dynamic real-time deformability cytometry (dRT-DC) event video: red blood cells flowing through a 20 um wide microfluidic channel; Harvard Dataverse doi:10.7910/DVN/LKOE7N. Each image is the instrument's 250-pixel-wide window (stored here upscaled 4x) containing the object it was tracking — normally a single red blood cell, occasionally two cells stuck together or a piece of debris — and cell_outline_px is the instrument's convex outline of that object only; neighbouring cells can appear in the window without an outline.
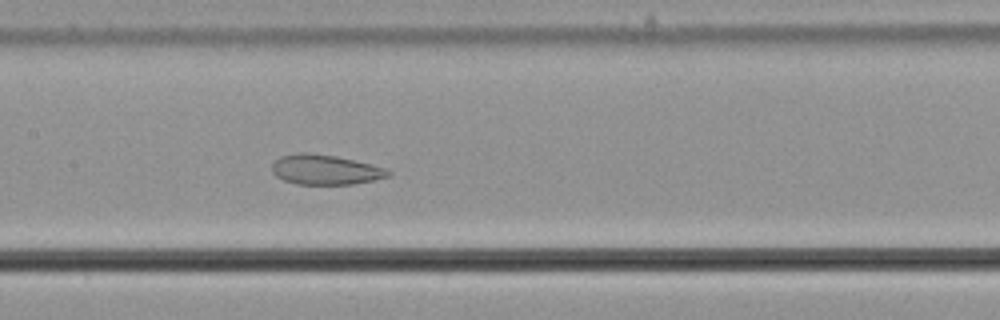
{"species": "common noctule bat (a hibernating species)", "species_latin": "Nyctalus noctula", "temperature_condition": "cold", "stored_images_in_passage": 27, "camera_frame_rate_fps": 3000, "um_per_image_px": 0.085, "animal": {"sex": "male", "body_mass_g": 21.5, "forearm_length_mm": 52.0}, "frame": {"image": 1, "passage_image": 12, "time_ms": 3.667, "image_size_px": [1000, 320], "cell_outline_px": [[392, 176], [352, 184], [296, 184], [284, 180], [276, 176], [272, 172], [272, 164], [280, 156], [296, 152], [308, 152], [336, 156], [372, 164], [384, 168], [392, 172]], "centroid_in_image_um": [27.64, 14.41], "position_along_channel_um": 179.8, "area_um2": 20.35}}
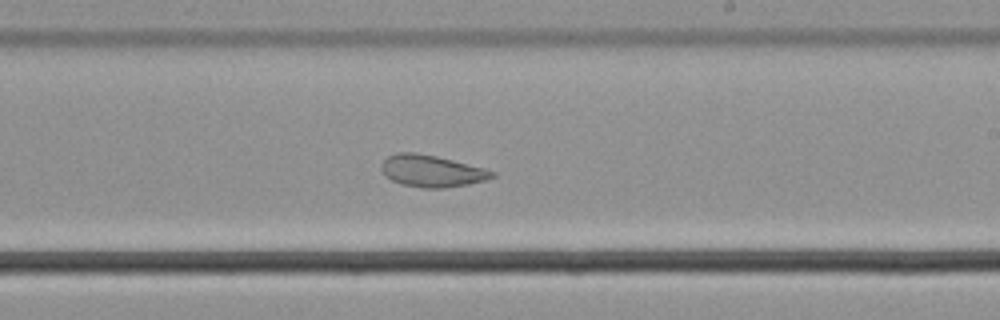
{"frame": {"image": 2, "passage_image": 18, "time_ms": 5.667, "image_size_px": [1000, 320], "cell_outline_px": [[496, 176], [488, 180], [468, 184], [444, 188], [424, 188], [400, 184], [384, 176], [380, 168], [380, 164], [388, 156], [396, 152], [416, 152], [436, 156], [484, 168], [496, 172]], "centroid_in_image_um": [36.67, 14.54], "position_along_channel_um": 252.3, "area_um2": 20.75}}
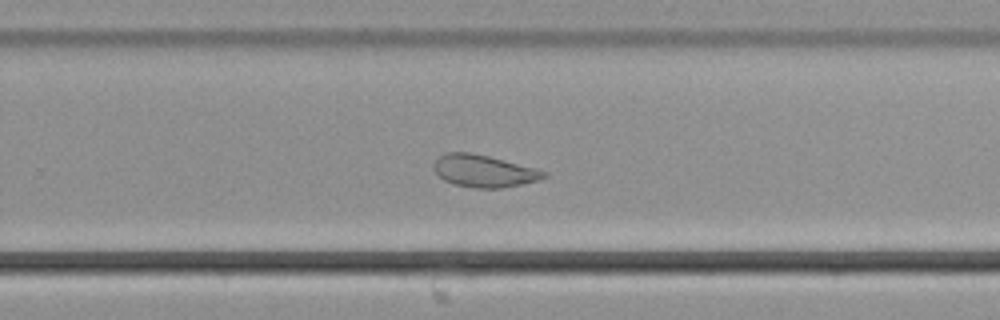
{"frame": {"image": 3, "passage_image": 21, "time_ms": 6.667, "image_size_px": [1000, 320], "cell_outline_px": [[548, 176], [536, 180], [520, 184], [500, 188], [476, 188], [456, 184], [444, 180], [436, 172], [436, 160], [444, 152], [468, 152], [488, 156], [536, 168], [548, 172]], "centroid_in_image_um": [41.16, 14.53], "position_along_channel_um": 288.6, "area_um2": 20.23}}